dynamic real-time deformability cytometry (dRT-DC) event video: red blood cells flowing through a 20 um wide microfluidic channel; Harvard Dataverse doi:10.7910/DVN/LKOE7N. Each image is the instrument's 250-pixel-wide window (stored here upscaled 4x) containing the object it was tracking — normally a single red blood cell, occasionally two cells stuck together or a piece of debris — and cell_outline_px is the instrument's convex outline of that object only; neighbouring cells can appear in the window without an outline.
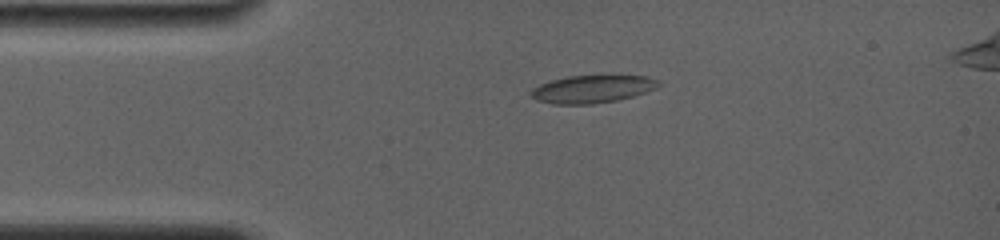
{"species": "common noctule bat (a hibernating species)", "species_latin": "Nyctalus noctula", "temperature_condition": "room temperature", "stored_images_in_passage": 38, "camera_frame_rate_fps": 4000, "um_per_image_px": 0.085, "animal": {"sex": "female", "body_mass_g": 19.0, "forearm_length_mm": 56.7}, "frame": {"image": 1, "passage_image": 1, "time_ms": 0.0, "image_size_px": [1000, 240], "cell_outline_px": [[664, 84], [656, 88], [632, 96], [616, 100], [592, 104], [552, 104], [536, 100], [528, 92], [532, 88], [540, 84], [552, 80], [568, 76], [648, 76], [660, 80]], "centroid_in_image_um": [50.35, 7.57], "position_along_channel_um": 34.7, "area_um2": 20.58}}
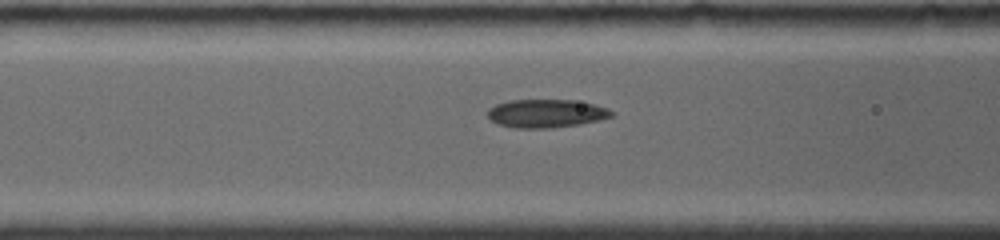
{"frame": {"image": 2, "passage_image": 26, "time_ms": 3.0, "image_size_px": [1000, 240], "cell_outline_px": [[616, 112], [612, 116], [600, 120], [580, 124], [552, 128], [516, 128], [496, 124], [488, 116], [488, 108], [496, 104], [512, 100], [572, 100], [596, 104], [608, 108]], "centroid_in_image_um": [46.46, 9.64], "position_along_channel_um": 120.1, "area_um2": 20.58}}
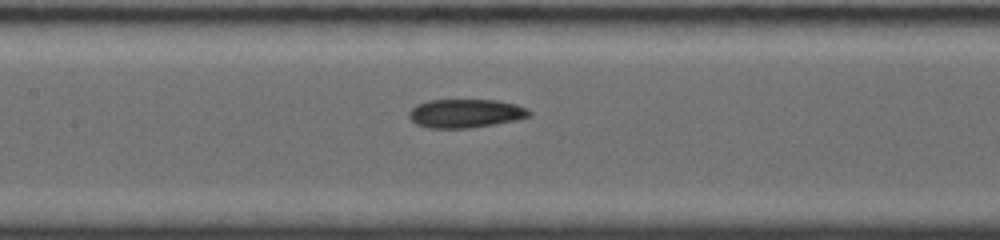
{"frame": {"image": 3, "passage_image": 38, "time_ms": 4.25, "image_size_px": [1000, 240], "cell_outline_px": [[532, 116], [516, 120], [472, 128], [428, 128], [416, 124], [408, 116], [408, 112], [416, 104], [428, 100], [496, 100], [516, 104], [528, 108], [532, 112]], "centroid_in_image_um": [39.58, 9.64], "position_along_channel_um": 167.8, "area_um2": 20.29}}